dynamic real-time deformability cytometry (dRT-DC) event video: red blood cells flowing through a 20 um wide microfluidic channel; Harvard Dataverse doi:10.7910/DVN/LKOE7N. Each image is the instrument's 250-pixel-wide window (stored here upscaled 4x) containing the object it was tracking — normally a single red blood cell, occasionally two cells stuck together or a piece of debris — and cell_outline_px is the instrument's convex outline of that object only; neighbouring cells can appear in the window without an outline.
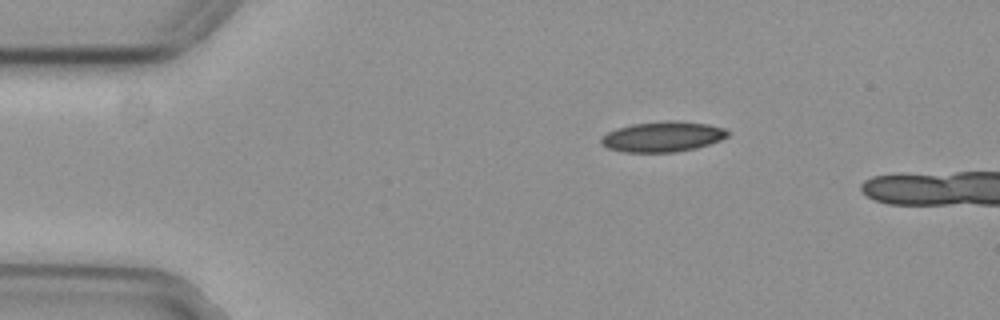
{"species": "common noctule bat (a hibernating species)", "species_latin": "Nyctalus noctula", "temperature_condition": "cold", "stored_images_in_passage": 5, "camera_frame_rate_fps": 3000, "um_per_image_px": 0.085, "animal": {"sex": "female", "body_mass_g": 29.2, "forearm_length_mm": 56.3}, "frame": {"image": 1, "passage_image": 1, "time_ms": 0.0, "image_size_px": [1000, 320], "cell_outline_px": [[728, 136], [720, 140], [696, 148], [676, 152], [624, 152], [608, 148], [600, 144], [600, 140], [608, 132], [616, 128], [632, 124], [668, 120], [676, 120], [708, 124], [724, 128], [728, 132]], "centroid_in_image_um": [56.32, 11.61], "position_along_channel_um": 28.7, "area_um2": 22.37}}